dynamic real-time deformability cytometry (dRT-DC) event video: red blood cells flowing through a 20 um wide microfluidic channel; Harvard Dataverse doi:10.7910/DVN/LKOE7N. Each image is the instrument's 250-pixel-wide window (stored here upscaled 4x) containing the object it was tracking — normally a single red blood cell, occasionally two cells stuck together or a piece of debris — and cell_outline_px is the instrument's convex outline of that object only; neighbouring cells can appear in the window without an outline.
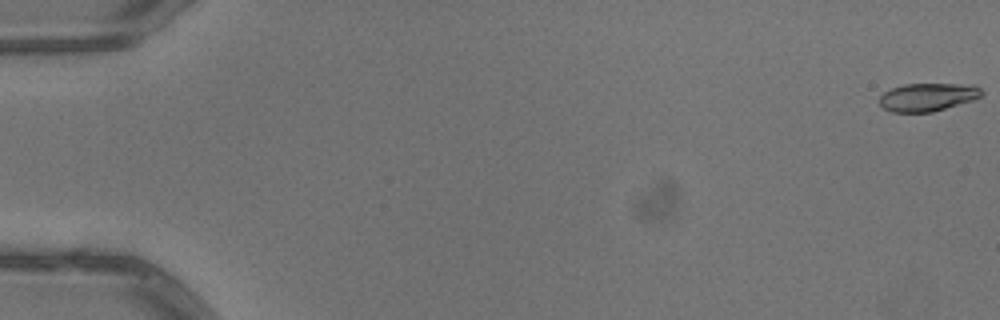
{"species": "common noctule bat (a hibernating species)", "species_latin": "Nyctalus noctula", "temperature_condition": "warm", "stored_images_in_passage": 6, "camera_frame_rate_fps": 3000, "um_per_image_px": 0.085, "animal": {"sex": "male", "body_mass_g": 13.3}, "frame": {"image": 1, "passage_image": 1, "time_ms": 0.0, "image_size_px": [1000, 320], "cell_outline_px": [[984, 92], [980, 96], [972, 100], [932, 112], [892, 112], [884, 108], [880, 104], [880, 96], [884, 92], [892, 88], [904, 84], [976, 84]], "centroid_in_image_um": [78.87, 8.24], "position_along_channel_um": 6.1, "area_um2": 16.65}}
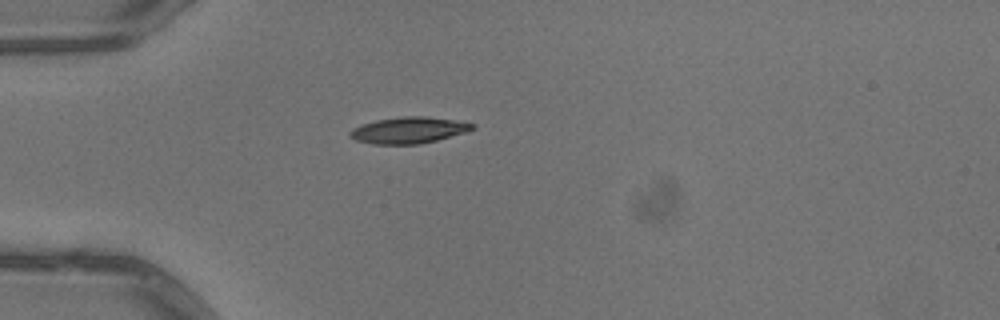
{"frame": {"image": 2, "passage_image": 5, "time_ms": 1.333, "image_size_px": [1000, 320], "cell_outline_px": [[476, 128], [468, 132], [420, 144], [372, 144], [356, 140], [348, 136], [348, 132], [352, 128], [376, 120], [404, 116], [424, 116], [452, 120], [476, 124]], "centroid_in_image_um": [34.74, 11.07], "position_along_channel_um": 50.3, "area_um2": 18.79}}